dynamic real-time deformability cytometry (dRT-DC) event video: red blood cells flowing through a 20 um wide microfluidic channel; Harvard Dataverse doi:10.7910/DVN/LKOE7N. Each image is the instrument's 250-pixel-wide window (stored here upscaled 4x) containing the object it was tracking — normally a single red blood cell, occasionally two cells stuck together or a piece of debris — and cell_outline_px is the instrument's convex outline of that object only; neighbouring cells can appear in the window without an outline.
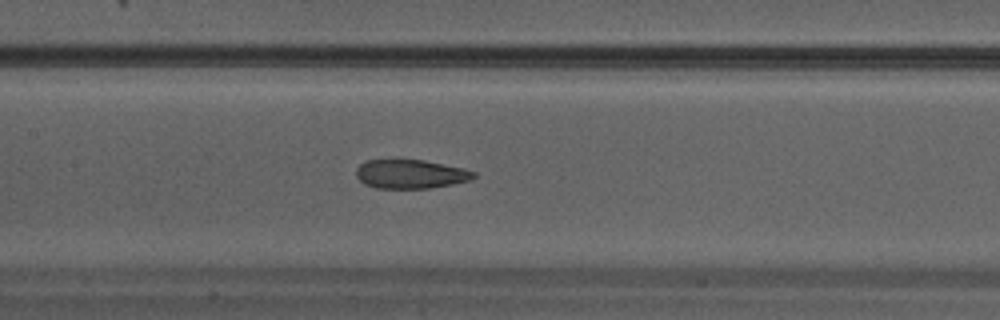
{"species": "Egyptian fruit bat (a non-hibernating species)", "species_latin": "Rousettus aegyptiacus", "temperature_condition": "warm", "stored_images_in_passage": 29, "camera_frame_rate_fps": 3000, "um_per_image_px": 0.085, "animal": {"sex": "male"}, "frame": {"image": 1, "passage_image": 13, "time_ms": 4.0, "image_size_px": [1000, 320], "cell_outline_px": [[476, 176], [472, 180], [452, 184], [428, 188], [376, 188], [364, 184], [356, 176], [356, 168], [364, 160], [396, 156], [424, 160], [464, 168], [476, 172]], "centroid_in_image_um": [34.85, 14.74], "position_along_channel_um": 172.6, "area_um2": 20.75}}